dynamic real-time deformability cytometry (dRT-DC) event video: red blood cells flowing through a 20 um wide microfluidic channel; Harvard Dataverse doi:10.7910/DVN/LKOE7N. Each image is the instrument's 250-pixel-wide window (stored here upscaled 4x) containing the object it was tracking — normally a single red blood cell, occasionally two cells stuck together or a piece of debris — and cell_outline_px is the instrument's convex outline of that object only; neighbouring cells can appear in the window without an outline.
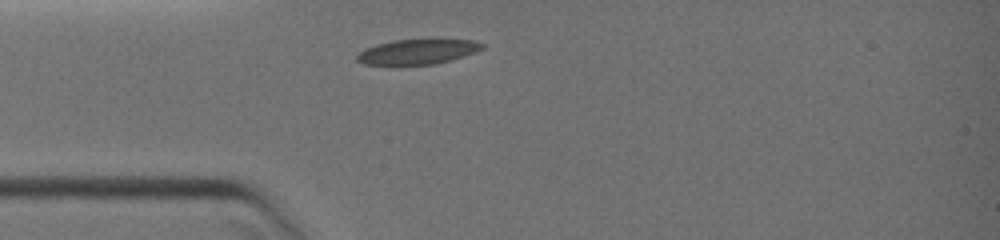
{"species": "common noctule bat (a hibernating species)", "species_latin": "Nyctalus noctula", "temperature_condition": "warm", "stored_images_in_passage": 1, "camera_frame_rate_fps": 3000, "um_per_image_px": 0.085, "animal": {"sex": "female", "body_mass_g": 19.0, "forearm_length_mm": 51.5}, "frame": {"image": 1, "passage_image": 1, "time_ms": 0.0, "image_size_px": [1000, 240], "cell_outline_px": [[484, 48], [464, 56], [452, 60], [432, 64], [364, 64], [356, 60], [356, 56], [364, 48], [376, 44], [392, 40], [432, 36], [436, 36], [476, 40], [484, 44]], "centroid_in_image_um": [35.58, 4.32], "position_along_channel_um": 49.4, "area_um2": 19.25}}